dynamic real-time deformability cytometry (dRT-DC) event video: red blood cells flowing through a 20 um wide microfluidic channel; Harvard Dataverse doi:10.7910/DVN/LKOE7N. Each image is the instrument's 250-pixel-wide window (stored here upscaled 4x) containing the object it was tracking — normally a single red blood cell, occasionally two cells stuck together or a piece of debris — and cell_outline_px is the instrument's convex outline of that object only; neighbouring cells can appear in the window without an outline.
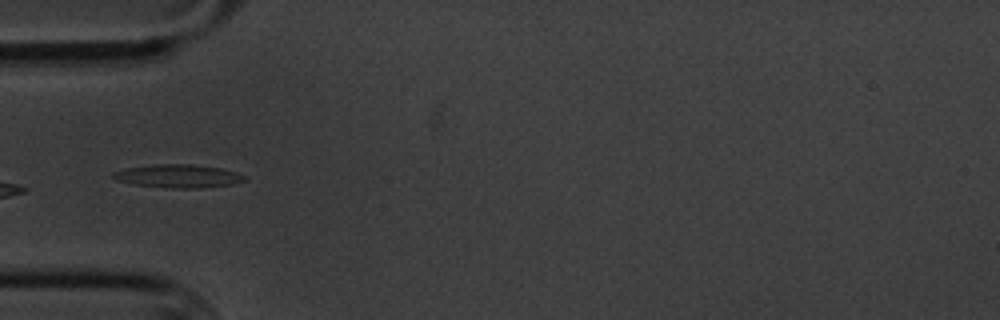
{"species": "common noctule bat (a hibernating species)", "species_latin": "Nyctalus noctula", "temperature_condition": "cold", "stored_images_in_passage": 9, "camera_frame_rate_fps": 3000, "um_per_image_px": 0.085, "animal": {"sex": "male", "body_mass_g": 20.1, "forearm_length_mm": 53.5}, "frame": {"image": 1, "passage_image": 4, "time_ms": 3.333, "image_size_px": [1000, 320], "cell_outline_px": [[248, 180], [232, 184], [200, 188], [172, 188], [136, 184], [116, 180], [112, 176], [112, 172], [124, 168], [152, 164], [192, 164], [220, 168], [236, 172], [248, 176]], "centroid_in_image_um": [15.17, 14.96], "position_along_channel_um": 69.8, "area_um2": 17.86}}
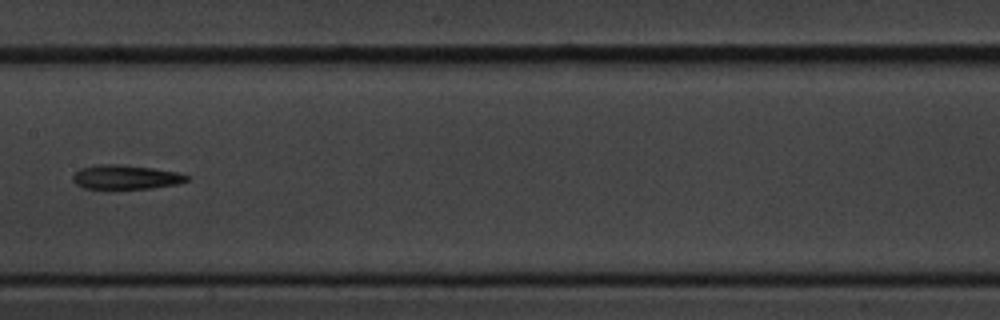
{"frame": {"image": 2, "passage_image": 7, "time_ms": 7.0, "image_size_px": [1000, 320], "cell_outline_px": [[188, 180], [176, 184], [152, 188], [84, 188], [76, 184], [72, 180], [72, 176], [80, 168], [96, 164], [116, 164], [152, 168], [176, 172], [188, 176]], "centroid_in_image_um": [10.64, 15.04], "position_along_channel_um": 196.8, "area_um2": 15.84}}
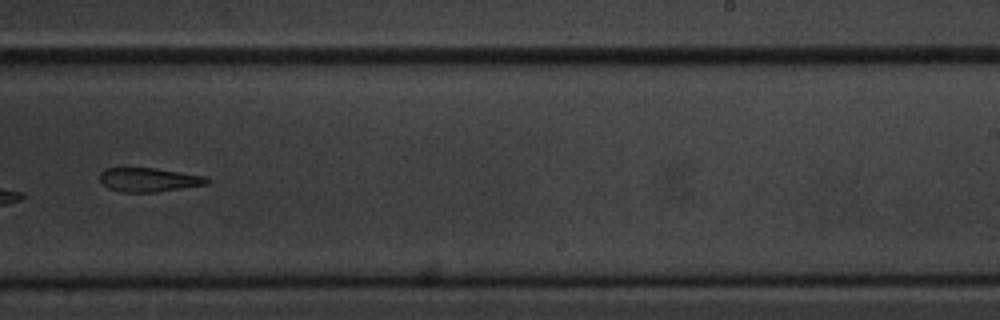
{"frame": {"image": 3, "passage_image": 9, "time_ms": 9.333, "image_size_px": [1000, 320], "cell_outline_px": [[208, 184], [156, 192], [120, 192], [108, 188], [100, 180], [100, 172], [104, 168], [156, 168], [204, 176], [208, 180]], "centroid_in_image_um": [12.61, 15.28], "position_along_channel_um": 276.4, "area_um2": 14.85}}